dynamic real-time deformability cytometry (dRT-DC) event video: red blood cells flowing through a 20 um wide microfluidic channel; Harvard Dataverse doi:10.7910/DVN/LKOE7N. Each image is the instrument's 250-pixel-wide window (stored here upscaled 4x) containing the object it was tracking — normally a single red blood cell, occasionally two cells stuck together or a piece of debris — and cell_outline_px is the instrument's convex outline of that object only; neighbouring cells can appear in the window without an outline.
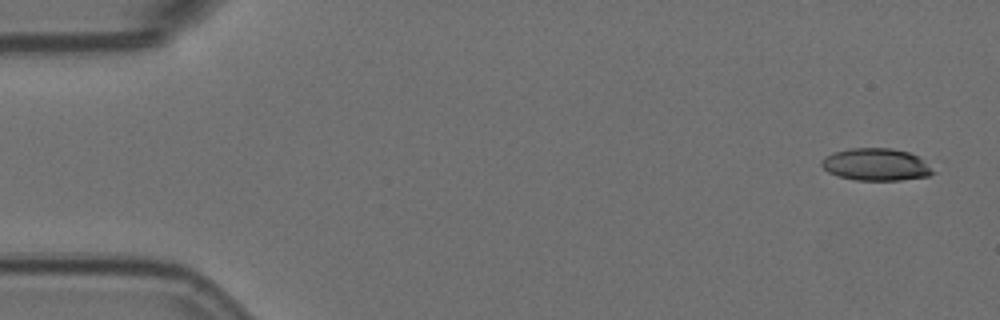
{"species": "Egyptian fruit bat (a non-hibernating species)", "species_latin": "Rousettus aegyptiacus", "temperature_condition": "room temperature", "stored_images_in_passage": 5, "camera_frame_rate_fps": 3000, "um_per_image_px": 0.085, "animal": {"sex": "female"}, "frame": {"image": 1, "passage_image": 1, "time_ms": 0.0, "image_size_px": [1000, 320], "cell_outline_px": [[936, 172], [928, 176], [900, 180], [856, 180], [840, 176], [828, 172], [820, 164], [820, 160], [836, 152], [852, 148], [892, 148], [908, 152], [916, 156]], "centroid_in_image_um": [74.45, 13.99], "position_along_channel_um": 10.5, "area_um2": 20.58}}
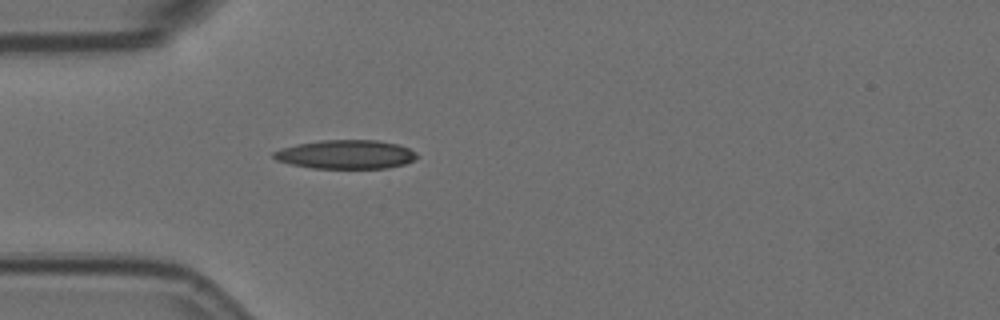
{"frame": {"image": 2, "passage_image": 5, "time_ms": 1.333, "image_size_px": [1000, 320], "cell_outline_px": [[420, 156], [404, 164], [388, 168], [312, 168], [292, 164], [276, 160], [272, 156], [272, 152], [280, 148], [296, 144], [320, 140], [376, 140], [396, 144], [408, 148], [416, 152]], "centroid_in_image_um": [29.38, 13.12], "position_along_channel_um": 55.6, "area_um2": 24.1}}